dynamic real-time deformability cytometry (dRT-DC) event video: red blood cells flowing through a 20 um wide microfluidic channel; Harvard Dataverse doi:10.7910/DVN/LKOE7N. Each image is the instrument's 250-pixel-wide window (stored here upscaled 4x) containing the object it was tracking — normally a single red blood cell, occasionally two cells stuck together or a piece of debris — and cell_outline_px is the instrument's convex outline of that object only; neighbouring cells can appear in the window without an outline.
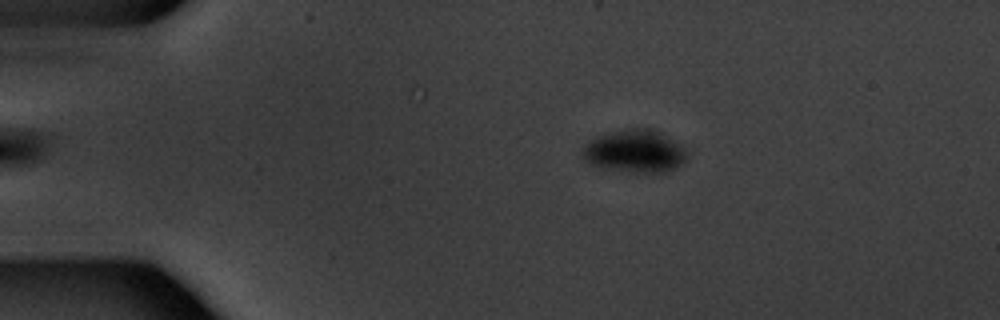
{"species": "common noctule bat (a hibernating species)", "species_latin": "Nyctalus noctula", "temperature_condition": "warm", "stored_images_in_passage": 55, "camera_frame_rate_fps": 3000, "um_per_image_px": 0.085, "animal": {"sex": "male", "body_mass_g": 20.1, "forearm_length_mm": 53.5}, "frame": {"image": 1, "passage_image": 11, "time_ms": 3.333, "image_size_px": [1000, 320], "cell_outline_px": [[688, 152], [684, 160], [680, 164], [664, 172], [636, 172], [608, 168], [592, 164], [584, 156], [584, 148], [596, 136], [628, 128], [648, 128], [656, 132], [684, 148]], "centroid_in_image_um": [53.97, 12.85], "position_along_channel_um": 31.0, "area_um2": 24.74}}
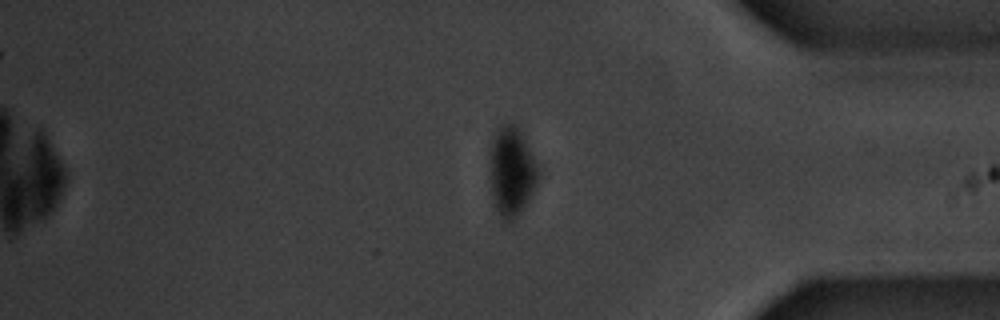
{"frame": {"image": 2, "passage_image": 46, "time_ms": 15.0, "image_size_px": [1000, 320], "cell_outline_px": [[540, 176], [536, 184], [520, 212], [512, 220], [504, 220], [500, 216], [492, 200], [492, 140], [496, 128], [504, 124], [512, 124], [520, 132], [540, 172]], "centroid_in_image_um": [43.49, 14.59], "position_along_channel_um": 391.7, "area_um2": 23.93}}
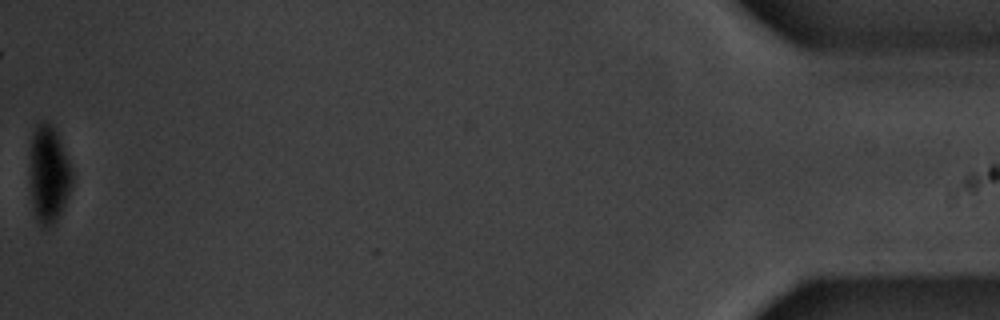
{"frame": {"image": 3, "passage_image": 55, "time_ms": 18.0, "image_size_px": [1000, 320], "cell_outline_px": [[72, 184], [60, 212], [56, 220], [48, 228], [40, 228], [36, 220], [32, 204], [32, 136], [36, 124], [44, 120], [48, 120], [56, 132], [72, 172]], "centroid_in_image_um": [4.14, 14.85], "position_along_channel_um": 431.1, "area_um2": 23.0}, "authors_computed_cell_mechanics": {"area_um2": 27.2238, "velocity_mm_per_s": 3.7536, "shape_relaxation_time_tau1_ms": 3.4188, "shape_relaxation_time_tau2_ms": null, "deformation_change_tau1": 0.085, "deformation_change_tau2": null}}